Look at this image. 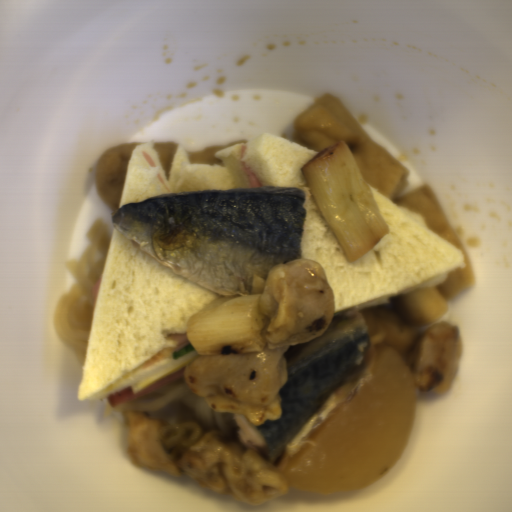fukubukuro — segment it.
<instances>
[{"mask_svg":"<svg viewBox=\"0 0 512 512\" xmlns=\"http://www.w3.org/2000/svg\"><path fill=\"white\" fill-rule=\"evenodd\" d=\"M166 181L169 180L172 164L179 144L176 142H154Z\"/></svg>","mask_w":512,"mask_h":512,"instance_id":"3","label":"fukubukuro"},{"mask_svg":"<svg viewBox=\"0 0 512 512\" xmlns=\"http://www.w3.org/2000/svg\"><path fill=\"white\" fill-rule=\"evenodd\" d=\"M141 143H121L109 147L97 161L95 188L98 196L114 213L120 208L122 189L134 149Z\"/></svg>","mask_w":512,"mask_h":512,"instance_id":"1","label":"fukubukuro"},{"mask_svg":"<svg viewBox=\"0 0 512 512\" xmlns=\"http://www.w3.org/2000/svg\"><path fill=\"white\" fill-rule=\"evenodd\" d=\"M241 142H246L242 140H233L227 145H209L205 146L201 150L196 151H186L189 163L191 165H208V164H222L221 159L216 157V152L219 150L239 144ZM247 143V142H246Z\"/></svg>","mask_w":512,"mask_h":512,"instance_id":"2","label":"fukubukuro"}]
</instances>
